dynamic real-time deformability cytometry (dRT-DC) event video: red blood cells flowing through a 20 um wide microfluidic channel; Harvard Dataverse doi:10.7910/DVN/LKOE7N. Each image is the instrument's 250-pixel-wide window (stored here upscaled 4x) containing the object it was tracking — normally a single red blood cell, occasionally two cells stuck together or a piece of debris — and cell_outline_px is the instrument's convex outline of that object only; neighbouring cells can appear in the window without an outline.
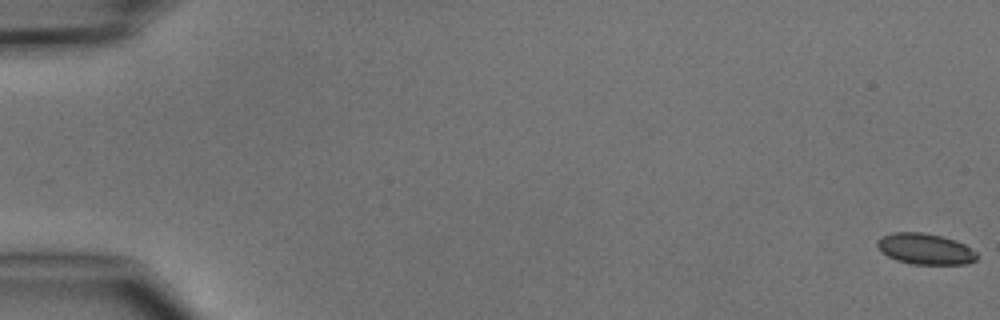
{"species": "common noctule bat (a hibernating species)", "species_latin": "Nyctalus noctula", "temperature_condition": "cold", "stored_images_in_passage": 4, "camera_frame_rate_fps": 3000, "um_per_image_px": 0.085, "animal": {"sex": "male", "body_mass_g": 15.6}, "frame": {"image": 1, "passage_image": 1, "time_ms": 0.0, "image_size_px": [1000, 320], "cell_outline_px": [[976, 260], [968, 264], [912, 264], [896, 260], [888, 256], [876, 244], [876, 240], [880, 236], [892, 232], [924, 232], [956, 240], [964, 244], [976, 252]], "centroid_in_image_um": [78.63, 21.15], "position_along_channel_um": 6.4, "area_um2": 17.98}}